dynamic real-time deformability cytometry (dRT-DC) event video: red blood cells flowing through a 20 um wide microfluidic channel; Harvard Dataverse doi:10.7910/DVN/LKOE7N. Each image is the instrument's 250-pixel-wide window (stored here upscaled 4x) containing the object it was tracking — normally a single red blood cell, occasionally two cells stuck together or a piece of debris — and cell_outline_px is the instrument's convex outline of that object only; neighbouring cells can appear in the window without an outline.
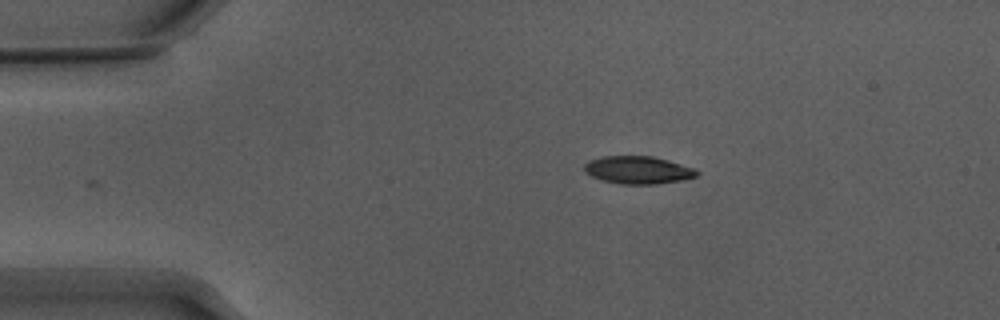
{"species": "Egyptian fruit bat (a non-hibernating species)", "species_latin": "Rousettus aegyptiacus", "temperature_condition": "warm", "stored_images_in_passage": 32, "camera_frame_rate_fps": 3000, "um_per_image_px": 0.085, "animal": {"sex": "male"}, "frame": {"image": 1, "passage_image": 1, "time_ms": 0.0, "image_size_px": [1000, 320], "cell_outline_px": [[700, 172], [696, 176], [680, 180], [656, 184], [620, 184], [600, 180], [584, 172], [584, 164], [588, 160], [604, 156], [652, 156], [668, 160], [696, 168]], "centroid_in_image_um": [54.21, 14.45], "position_along_channel_um": 30.8, "area_um2": 18.26}}
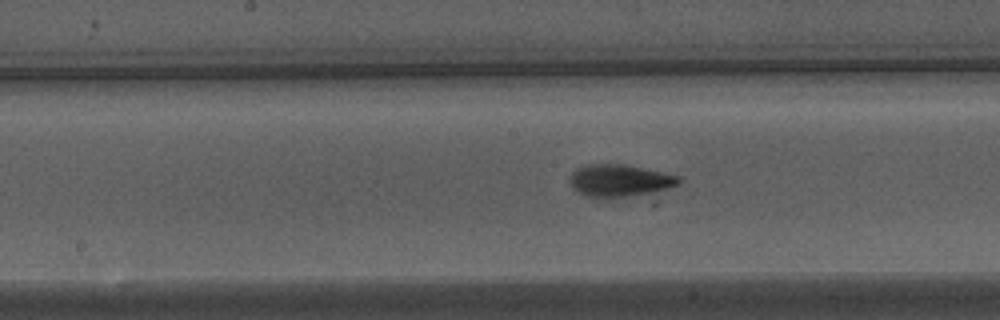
{"frame": {"image": 2, "passage_image": 18, "time_ms": 5.667, "image_size_px": [1000, 320], "cell_outline_px": [[680, 180], [676, 184], [668, 188], [608, 200], [604, 200], [588, 196], [572, 188], [568, 180], [572, 172], [576, 168], [584, 164], [624, 164], [680, 176]], "centroid_in_image_um": [52.57, 15.35], "position_along_channel_um": 195.6, "area_um2": 20.52}}
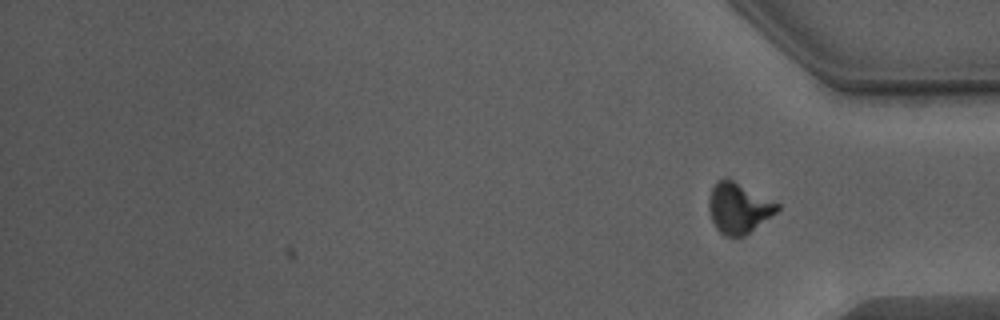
{"frame": {"image": 3, "passage_image": 32, "time_ms": 10.333, "image_size_px": [1000, 320], "cell_outline_px": [[780, 208], [776, 212], [744, 236], [724, 236], [716, 228], [712, 220], [708, 208], [708, 200], [712, 188], [716, 180], [724, 176], [780, 204]], "centroid_in_image_um": [62.74, 17.67], "position_along_channel_um": 372.5, "area_um2": 19.94}, "authors_computed_cell_mechanics": {"area_um2": 19.5942, "velocity_mm_per_s": 3.8535, "shape_relaxation_time_tau1_ms": 3.13, "shape_relaxation_time_tau2_ms": 1.4988, "deformation_change_tau1": 0.1643, "deformation_change_tau2": 0.0832}}